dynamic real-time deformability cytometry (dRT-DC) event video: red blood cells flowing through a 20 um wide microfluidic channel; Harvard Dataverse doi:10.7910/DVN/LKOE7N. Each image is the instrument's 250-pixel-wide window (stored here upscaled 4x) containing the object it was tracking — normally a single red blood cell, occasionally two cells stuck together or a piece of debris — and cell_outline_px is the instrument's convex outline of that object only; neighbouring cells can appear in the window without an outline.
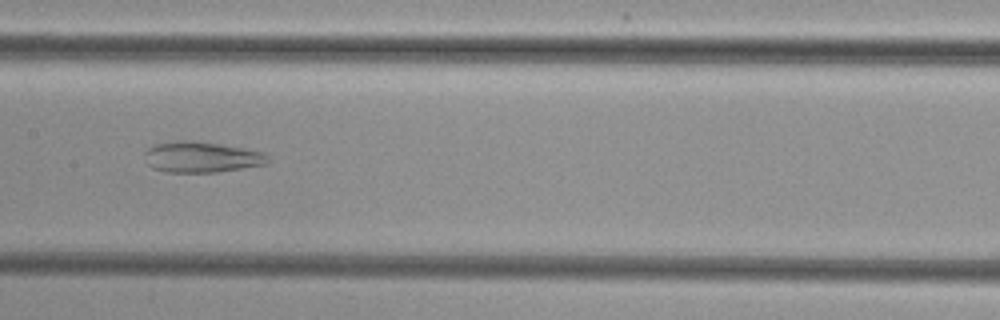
{"species": "common noctule bat (a hibernating species)", "species_latin": "Nyctalus noctula", "temperature_condition": "cold", "stored_images_in_passage": 52, "camera_frame_rate_fps": 3000, "um_per_image_px": 0.085, "animal": {"sex": "female", "body_mass_g": 29.2, "forearm_length_mm": 56.3}, "frame": {"image": 1, "passage_image": 27, "time_ms": 8.667, "image_size_px": [1000, 320], "cell_outline_px": [[268, 164], [216, 172], [164, 172], [152, 168], [148, 164], [144, 152], [148, 148], [156, 144], [176, 140], [184, 140], [220, 144], [244, 148], [264, 152], [268, 156]], "centroid_in_image_um": [17.13, 13.35], "position_along_channel_um": 190.3, "area_um2": 22.08}}
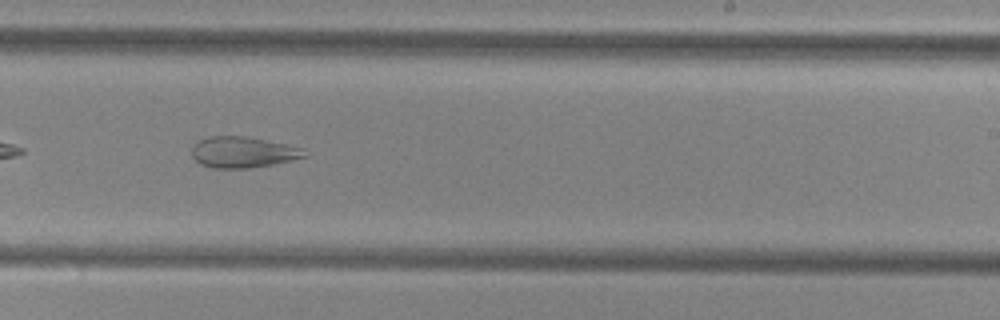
{"frame": {"image": 2, "passage_image": 33, "time_ms": 10.667, "image_size_px": [1000, 320], "cell_outline_px": [[308, 156], [272, 164], [248, 168], [212, 168], [200, 164], [192, 156], [192, 144], [208, 136], [248, 136], [284, 144], [300, 148]], "centroid_in_image_um": [20.58, 12.93], "position_along_channel_um": 268.4, "area_um2": 20.17}}
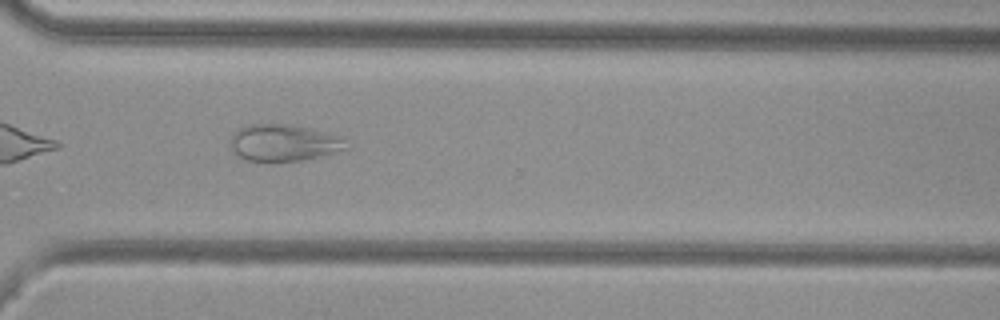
{"frame": {"image": 3, "passage_image": 39, "time_ms": 12.667, "image_size_px": [1000, 320], "cell_outline_px": [[352, 148], [304, 160], [268, 164], [248, 160], [240, 156], [228, 144], [236, 128], [248, 124], [292, 124], [328, 132], [340, 136], [348, 140], [352, 144]], "centroid_in_image_um": [24.17, 12.15], "position_along_channel_um": 346.4, "area_um2": 25.89}}